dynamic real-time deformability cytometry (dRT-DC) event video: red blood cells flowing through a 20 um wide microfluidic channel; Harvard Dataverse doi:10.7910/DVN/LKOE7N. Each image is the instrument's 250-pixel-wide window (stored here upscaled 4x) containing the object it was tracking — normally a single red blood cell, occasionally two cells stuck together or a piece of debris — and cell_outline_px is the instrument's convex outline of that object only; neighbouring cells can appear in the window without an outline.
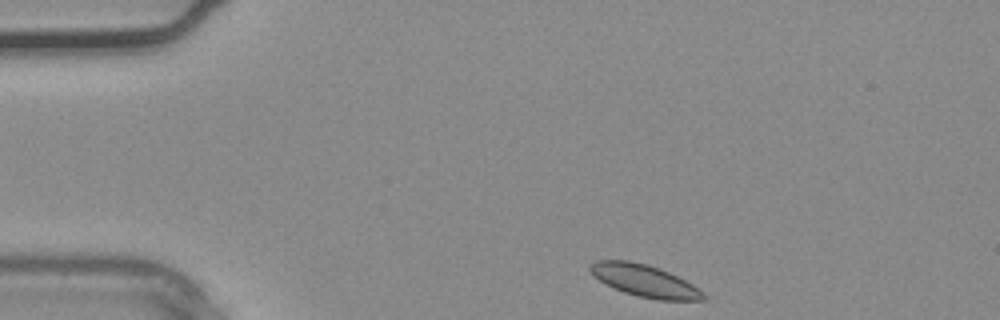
{"species": "common noctule bat (a hibernating species)", "species_latin": "Nyctalus noctula", "temperature_condition": "warm", "stored_images_in_passage": 2, "segment_of_instrument_passage": [2, 2], "camera_frame_rate_fps": 3000, "um_per_image_px": 0.085, "animal": {"sex": "male", "body_mass_g": 20.4}, "frame": {"image": 1, "passage_image": 2, "time_ms": 0.333, "image_size_px": [1000, 320], "cell_outline_px": [[708, 300], [660, 300], [636, 296], [624, 292], [600, 280], [588, 268], [596, 260], [628, 260], [648, 264], [660, 268], [692, 284], [704, 292], [708, 296]], "centroid_in_image_um": [54.86, 23.87], "position_along_channel_um": 30.1, "area_um2": 20.98}}